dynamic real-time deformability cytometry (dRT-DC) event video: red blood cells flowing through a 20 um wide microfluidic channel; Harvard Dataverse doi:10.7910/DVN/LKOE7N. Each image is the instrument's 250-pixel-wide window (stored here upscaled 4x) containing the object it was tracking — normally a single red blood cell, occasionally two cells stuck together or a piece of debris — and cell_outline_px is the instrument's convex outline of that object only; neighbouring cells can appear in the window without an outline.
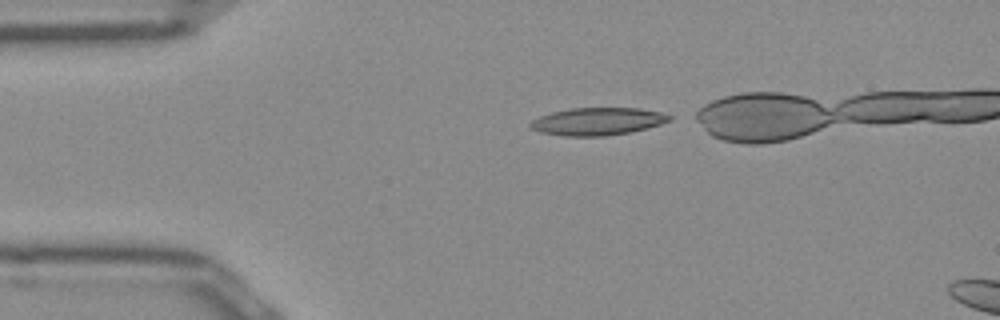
{"species": "Egyptian fruit bat (a non-hibernating species)", "species_latin": "Rousettus aegyptiacus", "temperature_condition": "room temperature", "stored_images_in_passage": 31, "camera_frame_rate_fps": 3000, "um_per_image_px": 0.085, "frame": {"image": 1, "passage_image": 1, "time_ms": 0.0, "image_size_px": [1000, 320], "cell_outline_px": [[672, 120], [660, 124], [628, 132], [604, 136], [564, 136], [540, 132], [532, 128], [528, 124], [532, 120], [540, 116], [552, 112], [572, 108], [640, 108], [660, 112], [672, 116]], "centroid_in_image_um": [50.78, 10.31], "position_along_channel_um": 34.2, "area_um2": 22.14}}
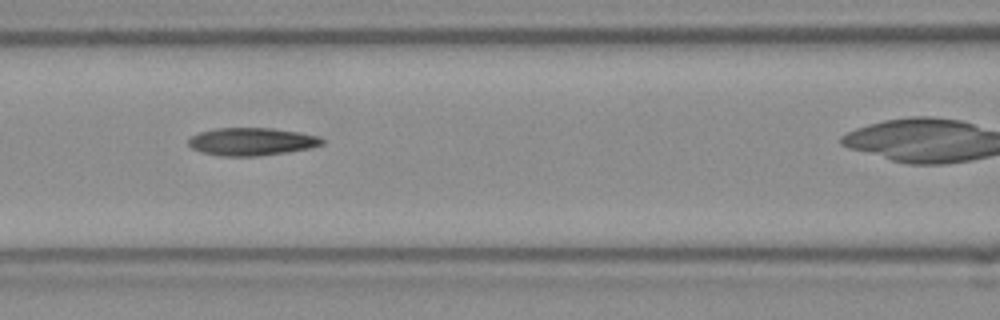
{"frame": {"image": 2, "passage_image": 12, "time_ms": 3.667, "image_size_px": [1000, 320], "cell_outline_px": [[324, 144], [312, 148], [256, 156], [220, 156], [200, 152], [192, 148], [188, 144], [188, 140], [192, 136], [200, 132], [216, 128], [272, 128], [300, 132], [320, 136], [324, 140]], "centroid_in_image_um": [21.41, 12.03], "position_along_channel_um": 145.2, "area_um2": 21.68}}
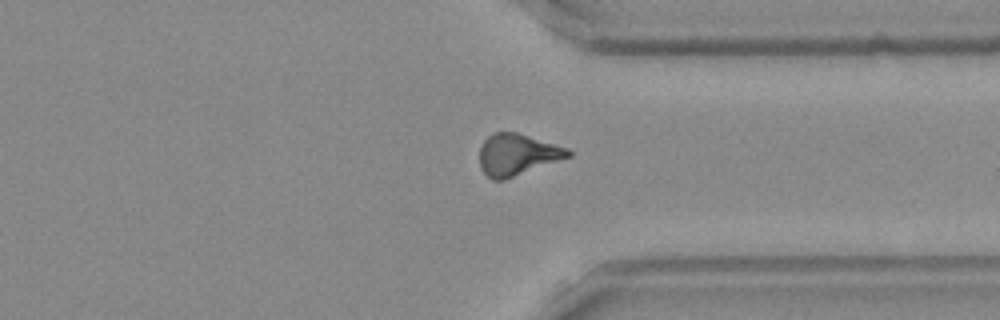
{"frame": {"image": 3, "passage_image": 29, "time_ms": 9.333, "image_size_px": [1000, 320], "cell_outline_px": [[572, 156], [504, 180], [492, 180], [480, 168], [480, 148], [484, 140], [488, 136], [496, 132], [516, 132], [568, 148], [572, 152]], "centroid_in_image_um": [43.97, 13.15], "position_along_channel_um": 367.4, "area_um2": 21.33}}